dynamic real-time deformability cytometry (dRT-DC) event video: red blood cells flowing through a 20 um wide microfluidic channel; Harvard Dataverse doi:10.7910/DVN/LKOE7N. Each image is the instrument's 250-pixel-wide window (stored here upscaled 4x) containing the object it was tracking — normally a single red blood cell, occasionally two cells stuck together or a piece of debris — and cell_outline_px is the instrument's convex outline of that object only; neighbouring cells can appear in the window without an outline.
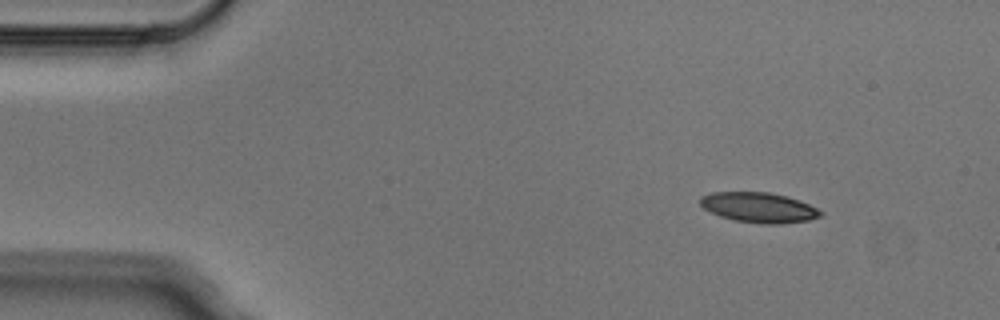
{"species": "Egyptian fruit bat (a non-hibernating species)", "species_latin": "Rousettus aegyptiacus", "temperature_condition": "cold", "stored_images_in_passage": 3, "camera_frame_rate_fps": 3000, "um_per_image_px": 0.085, "animal": {"sex": "male"}, "frame": {"image": 1, "passage_image": 1, "time_ms": 0.0, "image_size_px": [1000, 320], "cell_outline_px": [[824, 212], [820, 216], [808, 220], [780, 224], [764, 224], [732, 220], [720, 216], [704, 208], [700, 204], [700, 196], [712, 192], [768, 192], [788, 196], [800, 200]], "centroid_in_image_um": [64.5, 17.63], "position_along_channel_um": 20.5, "area_um2": 21.15}}